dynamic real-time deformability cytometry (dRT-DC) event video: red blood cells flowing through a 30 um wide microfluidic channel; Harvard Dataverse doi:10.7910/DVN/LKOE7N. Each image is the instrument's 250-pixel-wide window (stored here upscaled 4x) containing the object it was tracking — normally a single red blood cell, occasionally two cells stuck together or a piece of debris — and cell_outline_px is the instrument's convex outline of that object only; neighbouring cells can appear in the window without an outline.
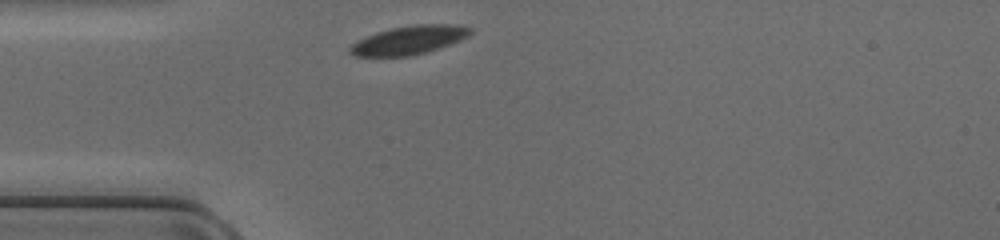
{"species": "common noctule bat (a hibernating species)", "species_latin": "Nyctalus noctula", "temperature_condition": "cold", "stored_images_in_passage": 27, "camera_frame_rate_fps": 3000, "um_per_image_px": 0.085, "animal": {"sex": "female", "body_mass_g": 17.0, "forearm_length_mm": 48.0}, "frame": {"image": 1, "passage_image": 1, "time_ms": 0.0, "image_size_px": [1000, 240], "cell_outline_px": [[472, 32], [468, 36], [460, 40], [424, 52], [408, 56], [352, 56], [348, 52], [348, 48], [356, 40], [364, 36], [376, 32], [392, 28], [412, 24], [456, 24], [472, 28]], "centroid_in_image_um": [34.71, 3.39], "position_along_channel_um": 50.3, "area_um2": 20.06}}
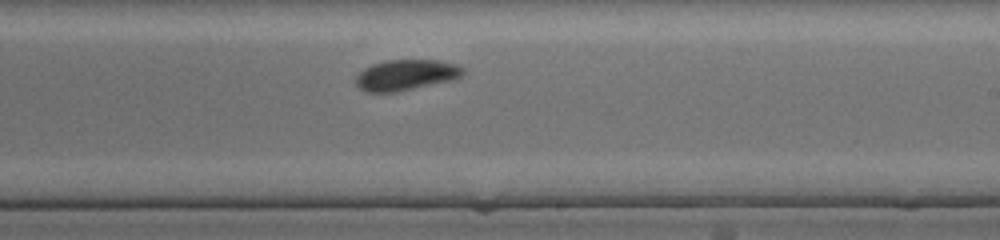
{"frame": {"image": 2, "passage_image": 16, "time_ms": 5.0, "image_size_px": [1000, 240], "cell_outline_px": [[464, 72], [460, 76], [452, 80], [392, 92], [368, 92], [360, 88], [356, 84], [356, 76], [364, 68], [372, 64], [384, 60], [436, 60], [456, 64], [464, 68]], "centroid_in_image_um": [34.49, 6.35], "position_along_channel_um": 254.5, "area_um2": 18.9}}
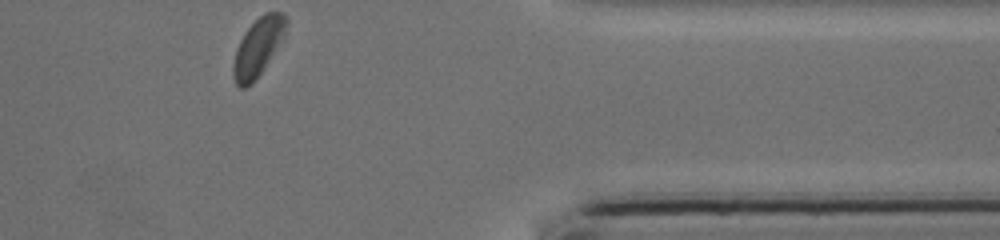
{"frame": {"image": 3, "passage_image": 27, "time_ms": 8.667, "image_size_px": [1000, 240], "cell_outline_px": [[288, 24], [272, 52], [260, 72], [252, 84], [244, 88], [240, 88], [236, 84], [232, 76], [232, 64], [236, 48], [244, 32], [264, 12], [284, 12], [288, 20]], "centroid_in_image_um": [21.86, 4.0], "position_along_channel_um": 389.5, "area_um2": 17.28}}